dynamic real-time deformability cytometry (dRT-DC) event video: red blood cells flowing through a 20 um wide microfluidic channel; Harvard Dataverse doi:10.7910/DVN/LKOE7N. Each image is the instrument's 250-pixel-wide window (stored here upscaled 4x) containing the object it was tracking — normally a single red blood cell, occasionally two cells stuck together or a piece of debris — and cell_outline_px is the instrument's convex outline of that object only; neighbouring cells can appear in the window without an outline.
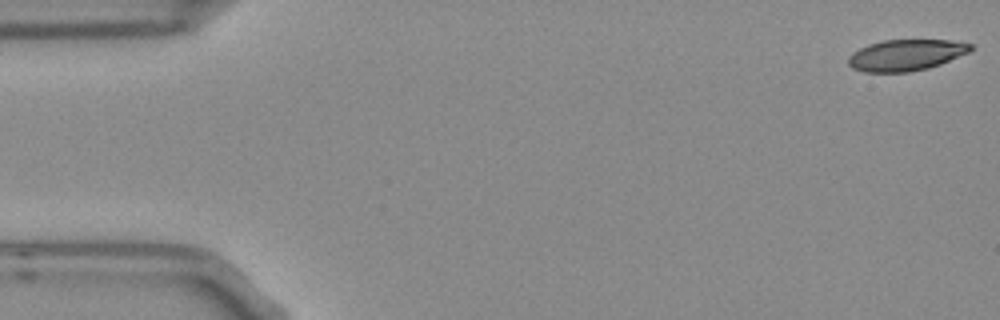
{"species": "Egyptian fruit bat (a non-hibernating species)", "species_latin": "Rousettus aegyptiacus", "temperature_condition": "room temperature", "stored_images_in_passage": 5, "segment_of_instrument_passage": [1, 2], "camera_frame_rate_fps": 3000, "um_per_image_px": 0.085, "frame": {"image": 1, "passage_image": 1, "time_ms": 0.0, "image_size_px": [1000, 320], "cell_outline_px": [[976, 48], [968, 52], [940, 64], [928, 68], [908, 72], [864, 72], [852, 68], [848, 64], [848, 56], [852, 52], [868, 44], [884, 40], [948, 40], [972, 44]], "centroid_in_image_um": [76.98, 4.68], "position_along_channel_um": 8.0, "area_um2": 22.25}}
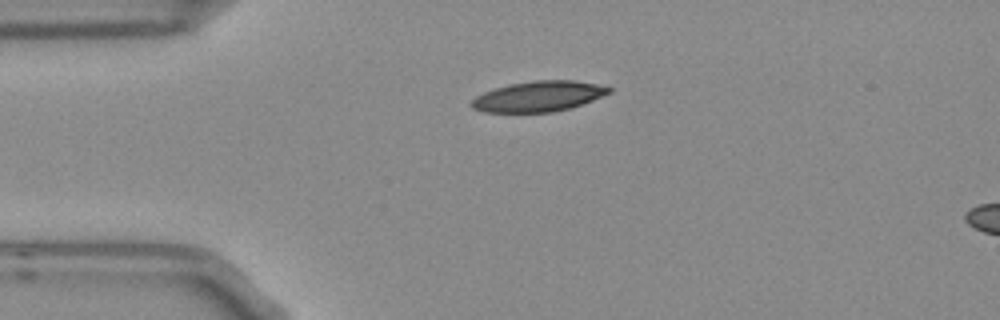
{"frame": {"image": 2, "passage_image": 4, "time_ms": 1.0, "image_size_px": [1000, 320], "cell_outline_px": [[612, 92], [592, 100], [568, 108], [552, 112], [484, 112], [472, 108], [468, 104], [476, 96], [484, 92], [508, 84], [532, 80], [576, 80], [596, 84], [612, 88]], "centroid_in_image_um": [45.74, 8.18], "position_along_channel_um": 39.3, "area_um2": 24.33}}